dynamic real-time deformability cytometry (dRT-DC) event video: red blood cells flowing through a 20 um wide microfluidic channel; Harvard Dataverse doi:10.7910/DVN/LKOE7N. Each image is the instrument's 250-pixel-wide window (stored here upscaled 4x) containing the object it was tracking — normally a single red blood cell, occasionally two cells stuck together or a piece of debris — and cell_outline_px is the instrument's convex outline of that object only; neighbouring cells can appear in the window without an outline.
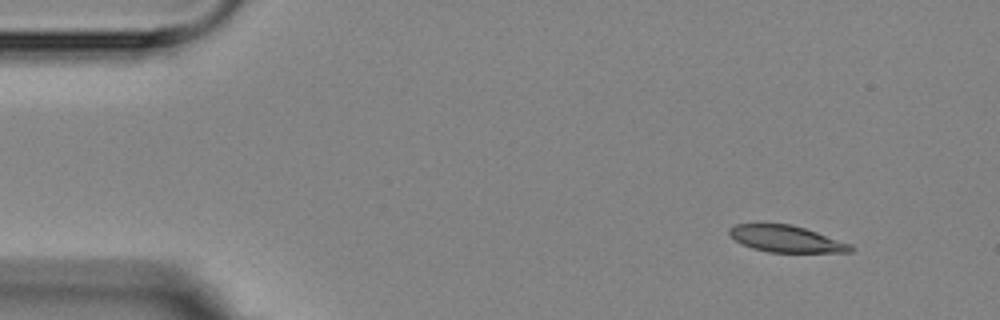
{"species": "Egyptian fruit bat (a non-hibernating species)", "species_latin": "Rousettus aegyptiacus", "temperature_condition": "room temperature", "stored_images_in_passage": 6, "segment_of_instrument_passage": [1, 2], "camera_frame_rate_fps": 3000, "um_per_image_px": 0.085, "animal": {"sex": "female"}, "frame": {"image": 1, "passage_image": 2, "time_ms": 1.333, "image_size_px": [1000, 320], "cell_outline_px": [[852, 252], [768, 252], [752, 248], [736, 240], [728, 232], [728, 228], [736, 224], [792, 224], [852, 244]], "centroid_in_image_um": [66.83, 20.3], "position_along_channel_um": 18.2, "area_um2": 18.55}}
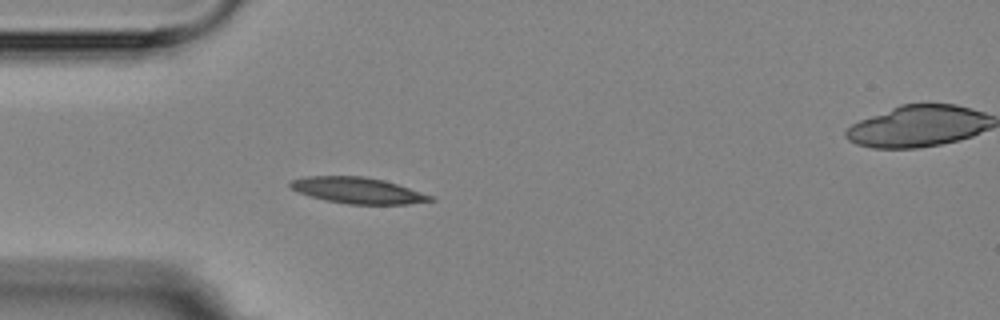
{"frame": {"image": 2, "passage_image": 5, "time_ms": 4.667, "image_size_px": [1000, 320], "cell_outline_px": [[436, 200], [408, 204], [348, 204], [324, 200], [296, 192], [288, 184], [292, 180], [304, 176], [364, 176], [384, 180], [432, 196]], "centroid_in_image_um": [30.36, 16.18], "position_along_channel_um": 54.6, "area_um2": 21.21}}